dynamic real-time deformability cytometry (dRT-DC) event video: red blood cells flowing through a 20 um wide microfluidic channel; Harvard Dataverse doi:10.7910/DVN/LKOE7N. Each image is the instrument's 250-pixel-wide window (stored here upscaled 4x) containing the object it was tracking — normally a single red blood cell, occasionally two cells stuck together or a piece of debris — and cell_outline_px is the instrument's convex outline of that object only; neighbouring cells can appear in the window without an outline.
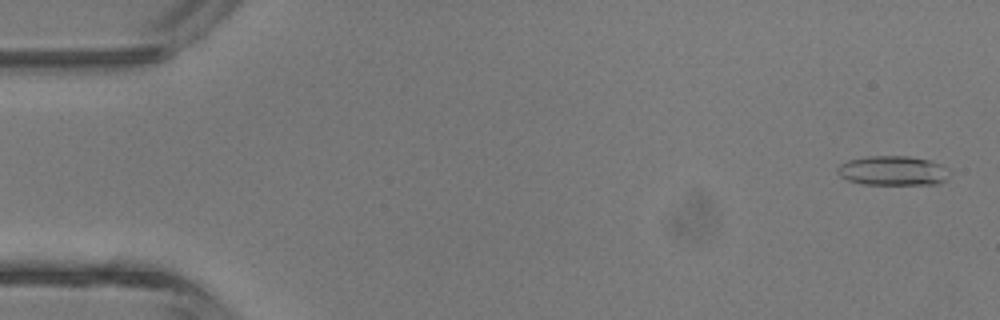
{"species": "common noctule bat (a hibernating species)", "species_latin": "Nyctalus noctula", "temperature_condition": "room temperature", "stored_images_in_passage": 5, "camera_frame_rate_fps": 3000, "um_per_image_px": 0.085, "animal": {"sex": "male", "body_mass_g": 13.3}, "frame": {"image": 1, "passage_image": 1, "time_ms": 0.0, "image_size_px": [1000, 320], "cell_outline_px": [[948, 168], [944, 180], [936, 184], [864, 184], [848, 180], [840, 176], [836, 172], [836, 168], [840, 164], [848, 160], [868, 156], [908, 156], [928, 160], [940, 164]], "centroid_in_image_um": [75.83, 14.5], "position_along_channel_um": 9.2, "area_um2": 19.07}}